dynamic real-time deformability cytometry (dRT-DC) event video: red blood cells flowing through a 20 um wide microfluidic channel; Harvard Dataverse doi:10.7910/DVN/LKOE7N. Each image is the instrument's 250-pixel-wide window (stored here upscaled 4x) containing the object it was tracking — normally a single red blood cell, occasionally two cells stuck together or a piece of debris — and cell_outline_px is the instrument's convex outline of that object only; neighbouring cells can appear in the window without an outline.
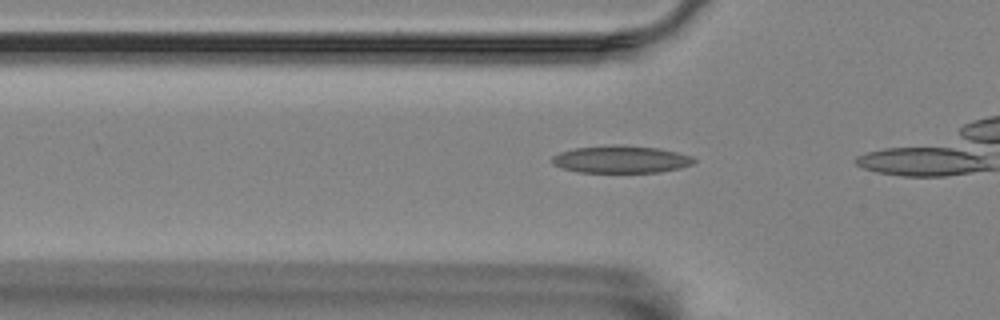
{"species": "Egyptian fruit bat (a non-hibernating species)", "species_latin": "Rousettus aegyptiacus", "temperature_condition": "room temperature", "stored_images_in_passage": 5, "camera_frame_rate_fps": 3000, "um_per_image_px": 0.085, "animal": {"sex": "female"}, "frame": {"image": 1, "passage_image": 2, "time_ms": 0.333, "image_size_px": [1000, 320], "cell_outline_px": [[696, 160], [692, 164], [680, 168], [660, 172], [580, 172], [564, 168], [552, 164], [552, 156], [560, 152], [576, 148], [608, 144], [624, 144], [660, 148], [692, 156]], "centroid_in_image_um": [52.8, 13.52], "position_along_channel_um": 73.0, "area_um2": 22.77}}